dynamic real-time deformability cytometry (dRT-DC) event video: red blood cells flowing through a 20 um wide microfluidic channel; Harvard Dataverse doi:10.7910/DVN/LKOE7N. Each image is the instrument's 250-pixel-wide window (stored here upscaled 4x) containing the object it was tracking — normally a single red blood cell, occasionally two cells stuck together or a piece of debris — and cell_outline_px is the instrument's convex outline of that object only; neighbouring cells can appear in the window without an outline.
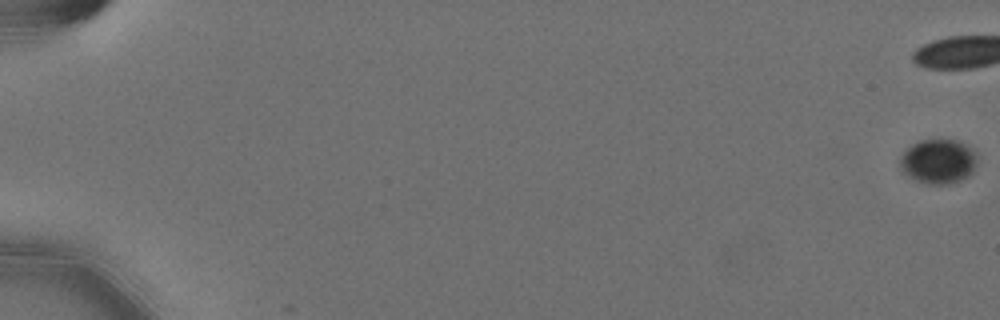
{"species": "Egyptian fruit bat (a non-hibernating species)", "species_latin": "Rousettus aegyptiacus", "temperature_condition": "cold", "stored_images_in_passage": 55, "camera_frame_rate_fps": 3000, "um_per_image_px": 0.085, "animal": {"sex": "female"}, "frame": {"image": 1, "passage_image": 1, "time_ms": 0.0, "image_size_px": [1000, 320], "cell_outline_px": [[976, 164], [972, 172], [968, 176], [960, 180], [948, 184], [924, 184], [908, 176], [900, 168], [900, 156], [912, 144], [920, 140], [960, 140], [968, 144], [976, 152]], "centroid_in_image_um": [79.77, 13.71], "position_along_channel_um": 5.2, "area_um2": 20.17}}